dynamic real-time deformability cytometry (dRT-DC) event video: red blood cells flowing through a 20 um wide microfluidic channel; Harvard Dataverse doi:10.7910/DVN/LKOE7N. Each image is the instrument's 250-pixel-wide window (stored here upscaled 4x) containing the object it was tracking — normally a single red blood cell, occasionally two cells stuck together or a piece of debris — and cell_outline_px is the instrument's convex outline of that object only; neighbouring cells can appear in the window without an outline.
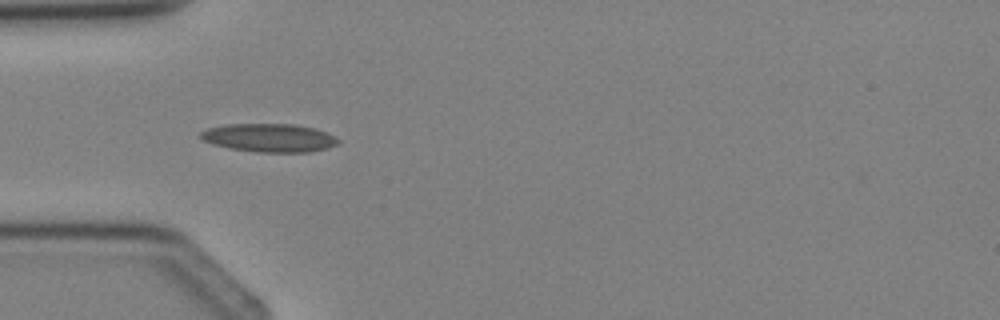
{"species": "Egyptian fruit bat (a non-hibernating species)", "species_latin": "Rousettus aegyptiacus", "temperature_condition": "cold", "stored_images_in_passage": 1, "camera_frame_rate_fps": 3000, "um_per_image_px": 0.085, "animal": {"sex": "female"}, "frame": {"image": 1, "passage_image": 1, "time_ms": 0.0, "image_size_px": [1000, 320], "cell_outline_px": [[340, 144], [328, 148], [308, 152], [260, 152], [228, 148], [204, 140], [200, 136], [200, 132], [208, 128], [224, 124], [296, 124], [316, 128], [328, 132], [340, 140]], "centroid_in_image_um": [22.96, 11.7], "position_along_channel_um": 62.0, "area_um2": 22.83}}